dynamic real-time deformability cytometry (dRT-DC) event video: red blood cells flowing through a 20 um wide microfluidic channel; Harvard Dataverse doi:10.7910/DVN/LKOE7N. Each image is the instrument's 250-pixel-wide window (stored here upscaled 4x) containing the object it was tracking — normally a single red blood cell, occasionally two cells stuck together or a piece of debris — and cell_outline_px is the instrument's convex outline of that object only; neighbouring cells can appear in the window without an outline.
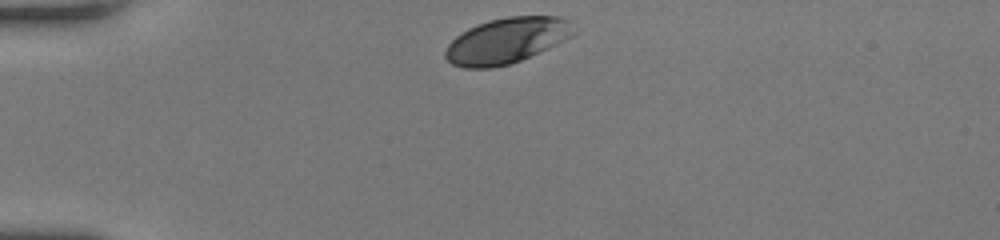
{"species": "human", "species_latin": "Homo sapiens", "temperature_condition": "room temperature", "stored_images_in_passage": 30, "camera_frame_rate_fps": 3000, "um_per_image_px": 0.085, "donor": {"sex": "female"}, "frame": {"image": 1, "passage_image": 1, "time_ms": 0.0, "image_size_px": [1000, 240], "cell_outline_px": [[576, 32], [572, 36], [564, 40], [512, 64], [492, 68], [464, 68], [452, 64], [444, 56], [444, 52], [448, 44], [460, 32], [476, 24], [508, 16], [560, 16], [568, 20]], "centroid_in_image_um": [43.04, 3.45], "position_along_channel_um": 42.0, "area_um2": 34.1}}
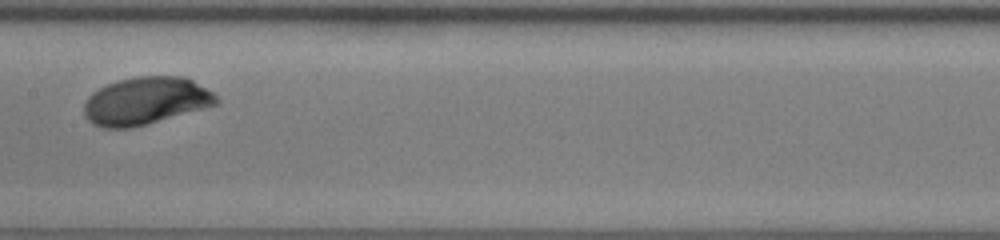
{"frame": {"image": 2, "passage_image": 15, "time_ms": 4.667, "image_size_px": [1000, 240], "cell_outline_px": [[220, 104], [208, 108], [148, 124], [132, 128], [100, 128], [92, 124], [84, 116], [84, 104], [88, 96], [92, 92], [108, 84], [120, 80], [136, 76], [184, 76], [192, 80], [212, 92], [220, 100]], "centroid_in_image_um": [12.4, 8.6], "position_along_channel_um": 195.0, "area_um2": 37.11}}
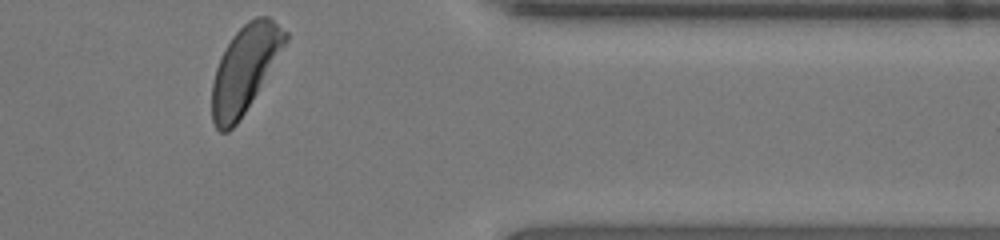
{"frame": {"image": 3, "passage_image": 30, "time_ms": 9.667, "image_size_px": [1000, 240], "cell_outline_px": [[288, 40], [244, 112], [236, 124], [228, 132], [220, 132], [216, 128], [212, 120], [212, 84], [216, 68], [220, 56], [232, 36], [248, 20], [256, 16], [268, 16], [288, 32]], "centroid_in_image_um": [20.79, 5.84], "position_along_channel_um": 390.6, "area_um2": 36.24}, "authors_computed_cell_mechanics": {"area_um2": 35.9516, "velocity_mm_per_s": 4.1906, "shape_relaxation_time_tau1_ms": 1.8704, "shape_relaxation_time_tau2_ms": null, "deformation_change_tau1": 0.1127, "deformation_change_tau2": null}}